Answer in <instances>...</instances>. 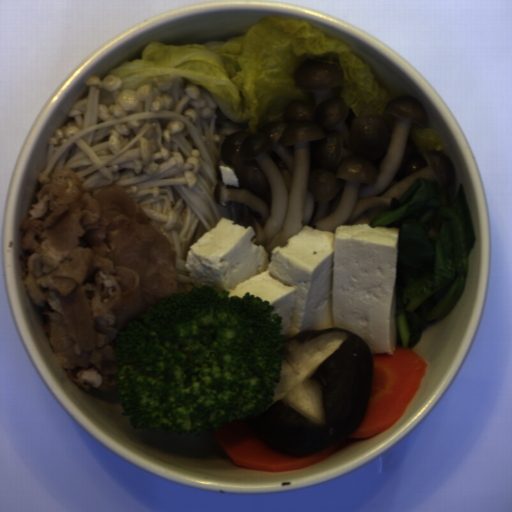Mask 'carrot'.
<instances>
[{
  "label": "carrot",
  "mask_w": 512,
  "mask_h": 512,
  "mask_svg": "<svg viewBox=\"0 0 512 512\" xmlns=\"http://www.w3.org/2000/svg\"><path fill=\"white\" fill-rule=\"evenodd\" d=\"M368 349L374 364L370 400L354 432L335 444L305 455L280 451L262 441L245 419L217 426L214 440L235 465L270 472L309 467L350 443L365 441L388 430L403 416L428 366L406 347L397 346L392 353H374Z\"/></svg>",
  "instance_id": "carrot-1"
}]
</instances>
